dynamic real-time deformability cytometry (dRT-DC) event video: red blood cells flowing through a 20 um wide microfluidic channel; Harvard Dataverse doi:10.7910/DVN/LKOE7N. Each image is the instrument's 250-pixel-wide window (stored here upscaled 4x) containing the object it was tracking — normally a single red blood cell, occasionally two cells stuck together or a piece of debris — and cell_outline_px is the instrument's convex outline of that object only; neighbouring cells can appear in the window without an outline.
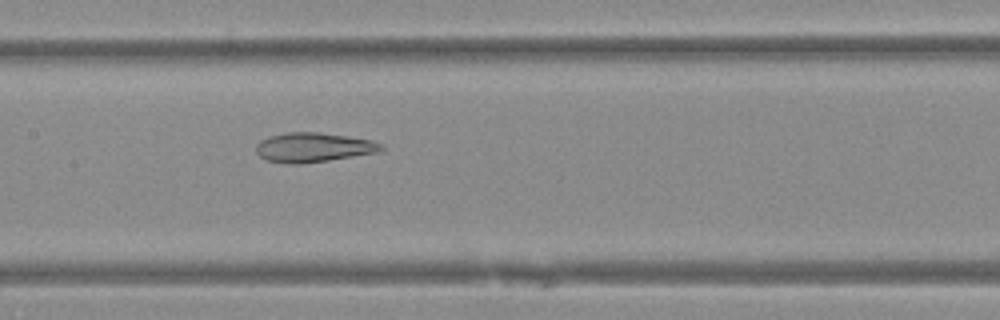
{"species": "Egyptian fruit bat (a non-hibernating species)", "species_latin": "Rousettus aegyptiacus", "temperature_condition": "warm", "stored_images_in_passage": 42, "camera_frame_rate_fps": 3000, "um_per_image_px": 0.085, "animal": {"sex": "female"}, "frame": {"image": 1, "passage_image": 17, "time_ms": 5.333, "image_size_px": [1000, 320], "cell_outline_px": [[384, 148], [380, 152], [328, 160], [300, 164], [292, 164], [268, 160], [260, 156], [256, 152], [256, 144], [260, 140], [268, 136], [288, 132], [320, 132], [348, 136], [372, 140], [384, 144]], "centroid_in_image_um": [26.66, 12.51], "position_along_channel_um": 180.7, "area_um2": 21.56}}
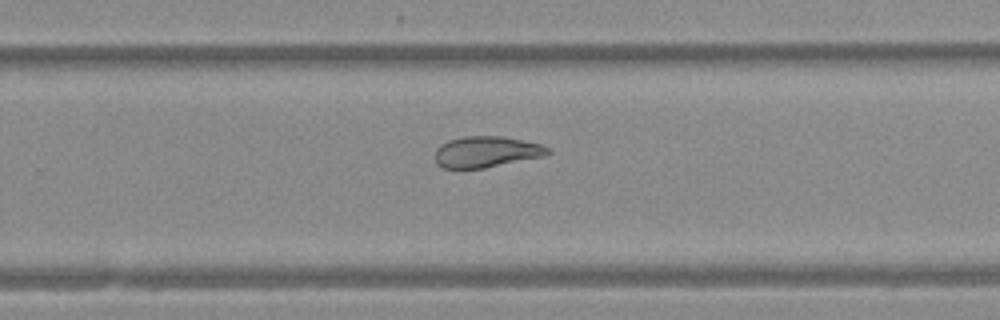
{"frame": {"image": 2, "passage_image": 25, "time_ms": 8.0, "image_size_px": [1000, 320], "cell_outline_px": [[552, 152], [548, 156], [484, 168], [444, 168], [436, 164], [436, 148], [440, 144], [448, 140], [464, 136], [504, 136], [540, 144], [552, 148]], "centroid_in_image_um": [41.4, 12.9], "position_along_channel_um": 288.4, "area_um2": 20.75}}
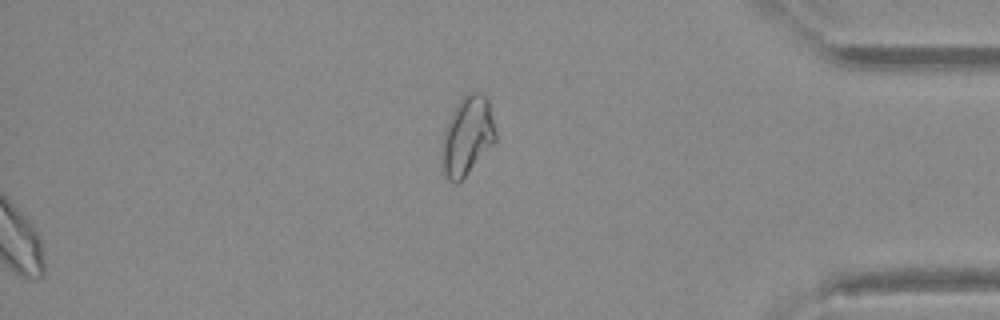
{"frame": {"image": 3, "passage_image": 35, "time_ms": 11.333, "image_size_px": [1000, 320], "cell_outline_px": [[496, 140], [464, 176], [456, 184], [448, 180], [444, 172], [440, 160], [444, 128], [456, 104], [468, 92], [480, 92], [488, 100], [496, 132]], "centroid_in_image_um": [39.68, 11.54], "position_along_channel_um": 395.5, "area_um2": 24.39}}